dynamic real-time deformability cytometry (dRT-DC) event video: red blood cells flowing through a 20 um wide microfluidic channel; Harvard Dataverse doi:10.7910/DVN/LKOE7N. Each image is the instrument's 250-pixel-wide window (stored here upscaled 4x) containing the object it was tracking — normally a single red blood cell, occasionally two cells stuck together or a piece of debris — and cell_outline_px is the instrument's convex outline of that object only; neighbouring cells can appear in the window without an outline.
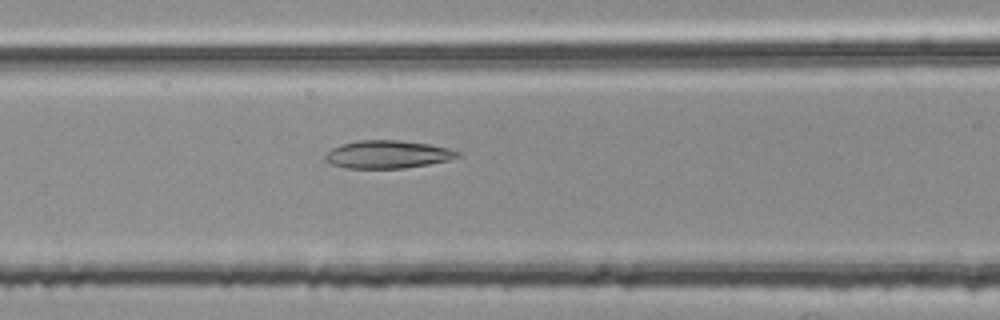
{"species": "common noctule bat (a hibernating species)", "species_latin": "Nyctalus noctula", "temperature_condition": "room temperature", "stored_images_in_passage": 35, "camera_frame_rate_fps": 3000, "um_per_image_px": 0.085, "animal": {"sex": "female", "body_mass_g": 25.1}, "frame": {"image": 1, "passage_image": 11, "time_ms": 3.333, "image_size_px": [1000, 320], "cell_outline_px": [[460, 156], [448, 160], [428, 164], [404, 168], [348, 168], [332, 164], [324, 160], [324, 156], [332, 148], [340, 144], [356, 140], [400, 140], [428, 144], [448, 148], [460, 152]], "centroid_in_image_um": [32.92, 13.11], "position_along_channel_um": 133.7, "area_um2": 21.44}}
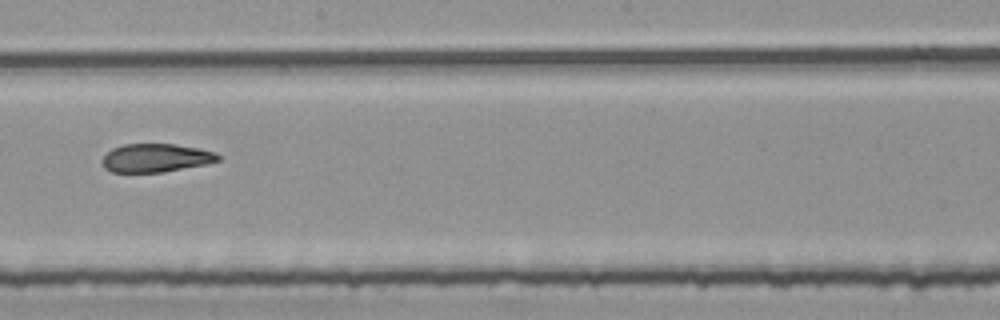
{"frame": {"image": 2, "passage_image": 19, "time_ms": 6.0, "image_size_px": [1000, 320], "cell_outline_px": [[220, 160], [208, 164], [160, 172], [112, 172], [104, 168], [100, 160], [112, 148], [124, 144], [176, 144], [216, 152], [220, 156]], "centroid_in_image_um": [13.23, 13.42], "position_along_channel_um": 235.0, "area_um2": 19.19}}
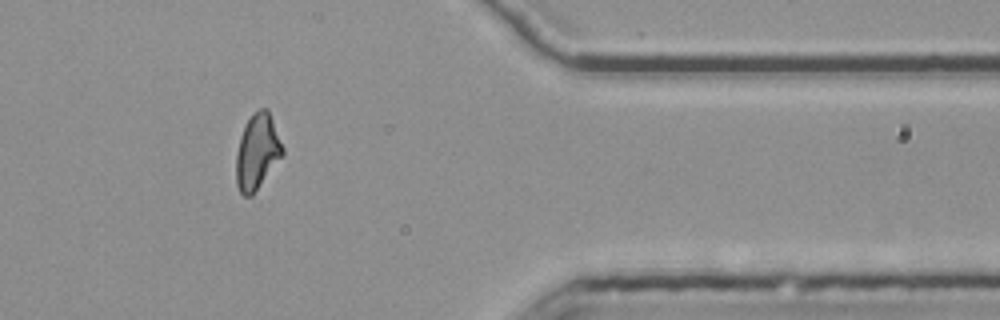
{"frame": {"image": 3, "passage_image": 33, "time_ms": 10.667, "image_size_px": [1000, 320], "cell_outline_px": [[284, 152], [252, 196], [244, 196], [240, 192], [236, 184], [236, 156], [240, 136], [252, 112], [260, 108], [268, 108], [284, 148]], "centroid_in_image_um": [21.86, 12.88], "position_along_channel_um": 389.5, "area_um2": 20.23}, "authors_computed_cell_mechanics": {"area_um2": 20.5768, "velocity_mm_per_s": 3.8002, "shape_relaxation_time_tau1_ms": null, "shape_relaxation_time_tau2_ms": 3.1195, "deformation_change_tau1": null, "deformation_change_tau2": 0.1163}}